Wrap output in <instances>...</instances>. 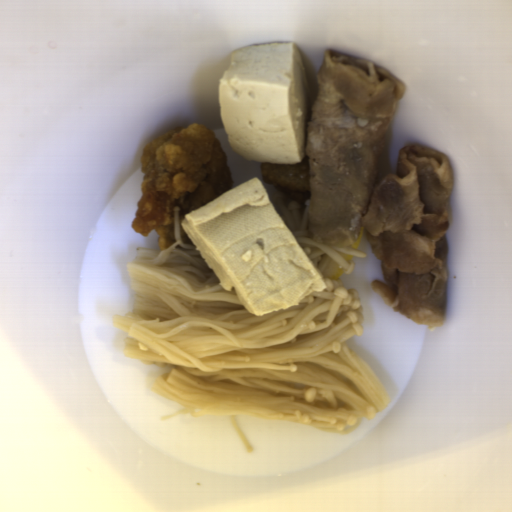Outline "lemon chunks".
<instances>
[{
    "label": "lemon chunks",
    "mask_w": 512,
    "mask_h": 512,
    "mask_svg": "<svg viewBox=\"0 0 512 512\" xmlns=\"http://www.w3.org/2000/svg\"><path fill=\"white\" fill-rule=\"evenodd\" d=\"M344 271L345 270L343 267L338 266L337 263L331 259L327 260V262L322 270L324 276L334 279V280H337V281L340 279V277L342 276Z\"/></svg>",
    "instance_id": "obj_1"
},
{
    "label": "lemon chunks",
    "mask_w": 512,
    "mask_h": 512,
    "mask_svg": "<svg viewBox=\"0 0 512 512\" xmlns=\"http://www.w3.org/2000/svg\"><path fill=\"white\" fill-rule=\"evenodd\" d=\"M362 237H363V226H360L358 237L356 240L353 241V243L351 245V250H355L357 252V249H358V246L360 244Z\"/></svg>",
    "instance_id": "obj_2"
},
{
    "label": "lemon chunks",
    "mask_w": 512,
    "mask_h": 512,
    "mask_svg": "<svg viewBox=\"0 0 512 512\" xmlns=\"http://www.w3.org/2000/svg\"><path fill=\"white\" fill-rule=\"evenodd\" d=\"M336 252L341 256L342 259H345V260L350 261V262L352 261L353 255L345 254V253H342L340 251H336Z\"/></svg>",
    "instance_id": "obj_3"
}]
</instances>
